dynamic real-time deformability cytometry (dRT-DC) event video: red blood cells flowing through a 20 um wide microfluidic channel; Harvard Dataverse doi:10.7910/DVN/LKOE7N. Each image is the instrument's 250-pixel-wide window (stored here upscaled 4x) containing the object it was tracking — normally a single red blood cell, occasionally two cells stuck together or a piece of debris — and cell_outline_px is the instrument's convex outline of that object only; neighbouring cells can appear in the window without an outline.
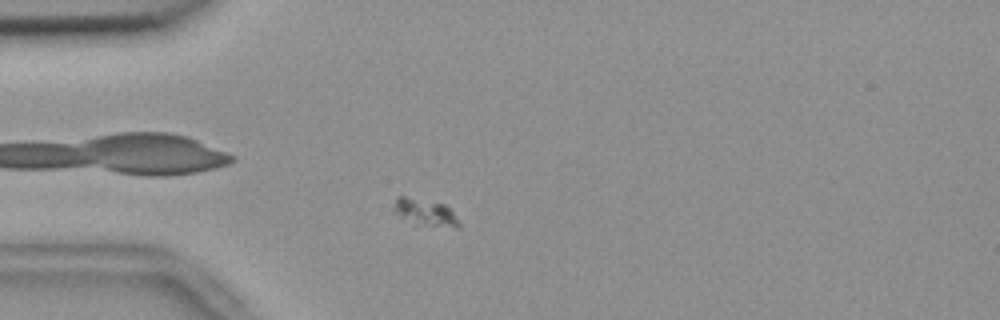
{"species": "common noctule bat (a hibernating species)", "species_latin": "Nyctalus noctula", "temperature_condition": "room temperature", "stored_images_in_passage": 49, "camera_frame_rate_fps": 3000, "um_per_image_px": 0.085, "animal": {"sex": "female", "body_mass_g": 18.4}, "frame": {"image": 1, "passage_image": 7, "time_ms": 2.0, "image_size_px": [1000, 320], "cell_outline_px": [[460, 228], [456, 228], [416, 224], [392, 212], [392, 208], [396, 196], [404, 196], [444, 204], [452, 212], [460, 224]], "centroid_in_image_um": [36.1, 18.05], "position_along_channel_um": 48.9, "area_um2": 10.12}}
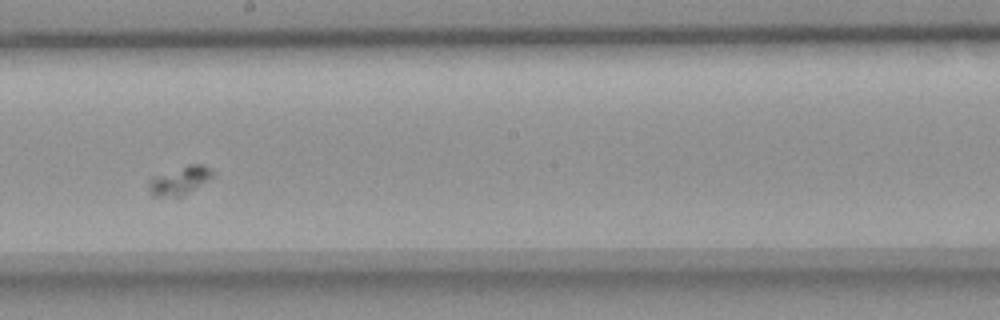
{"frame": {"image": 2, "passage_image": 24, "time_ms": 7.667, "image_size_px": [1000, 320], "cell_outline_px": [[216, 172], [212, 176], [188, 192], [180, 196], [152, 196], [148, 188], [148, 180], [152, 176], [188, 164], [204, 164]], "centroid_in_image_um": [15.23, 15.31], "position_along_channel_um": 233.0, "area_um2": 10.46}}
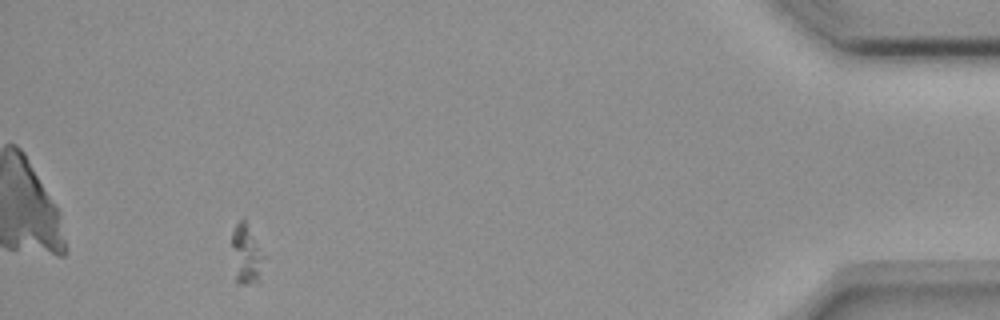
{"frame": {"image": 3, "passage_image": 45, "time_ms": 14.667, "image_size_px": [1000, 320], "cell_outline_px": [[264, 256], [260, 280], [248, 284], [240, 284], [236, 280], [232, 244], [232, 232], [236, 224], [244, 216]], "centroid_in_image_um": [20.94, 21.6], "position_along_channel_um": 414.3, "area_um2": 10.92}}